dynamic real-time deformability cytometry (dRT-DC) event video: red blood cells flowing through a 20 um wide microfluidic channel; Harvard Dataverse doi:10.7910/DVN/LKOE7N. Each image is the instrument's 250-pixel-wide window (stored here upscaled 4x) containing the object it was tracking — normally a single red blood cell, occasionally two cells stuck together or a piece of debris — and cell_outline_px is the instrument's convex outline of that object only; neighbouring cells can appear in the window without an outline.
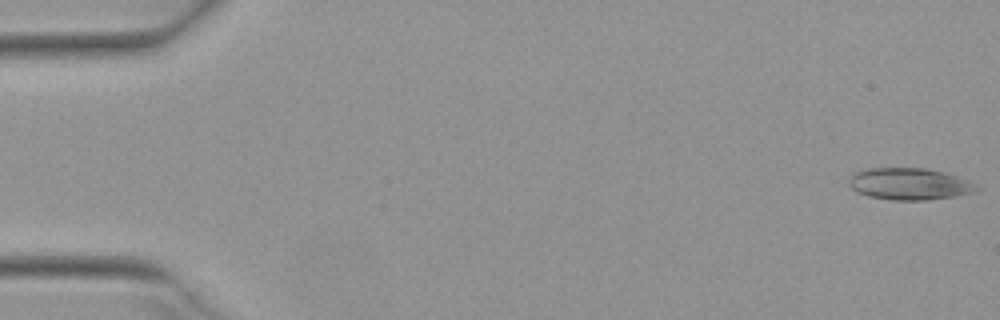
{"species": "Egyptian fruit bat (a non-hibernating species)", "species_latin": "Rousettus aegyptiacus", "temperature_condition": "warm", "stored_images_in_passage": 52, "camera_frame_rate_fps": 3000, "um_per_image_px": 0.085, "animal": {"sex": "female"}, "frame": {"image": 1, "passage_image": 1, "time_ms": 0.0, "image_size_px": [1000, 320], "cell_outline_px": [[980, 188], [976, 192], [956, 196], [928, 200], [892, 200], [868, 196], [856, 192], [848, 184], [848, 180], [856, 172], [868, 168], [924, 168], [944, 172], [968, 180]], "centroid_in_image_um": [77.31, 15.64], "position_along_channel_um": 7.7, "area_um2": 23.7}}
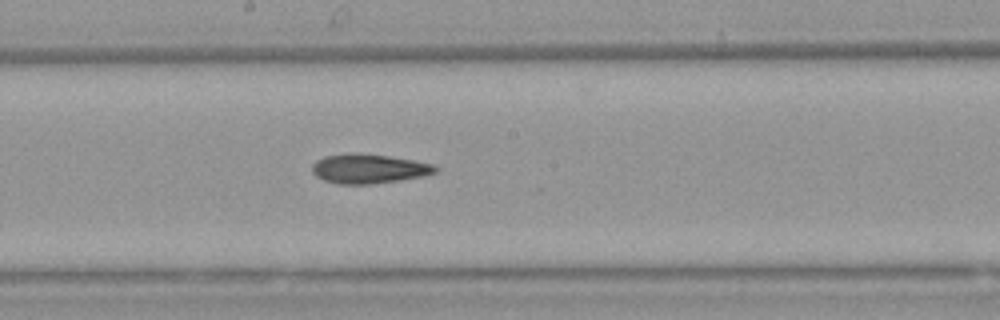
{"frame": {"image": 2, "passage_image": 28, "time_ms": 9.0, "image_size_px": [1000, 320], "cell_outline_px": [[440, 168], [436, 172], [420, 176], [400, 180], [368, 184], [340, 184], [324, 180], [316, 176], [312, 172], [312, 164], [316, 160], [324, 156], [348, 152], [352, 152], [388, 156], [412, 160], [432, 164]], "centroid_in_image_um": [31.3, 14.33], "position_along_channel_um": 216.9, "area_um2": 21.04}}
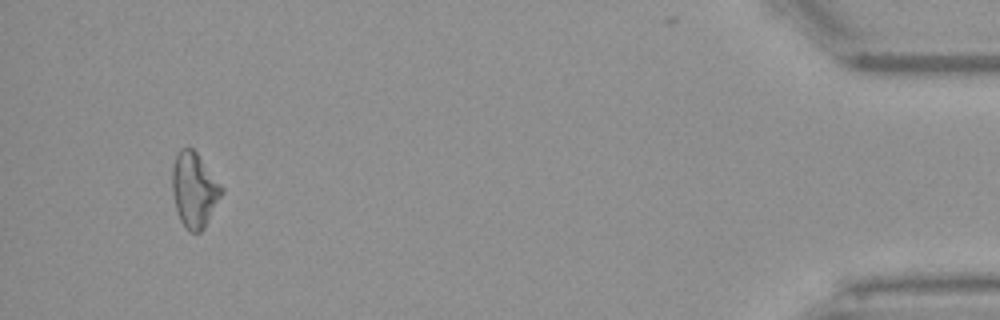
{"frame": {"image": 3, "passage_image": 49, "time_ms": 16.0, "image_size_px": [1000, 320], "cell_outline_px": [[224, 192], [204, 228], [200, 232], [188, 232], [180, 220], [176, 208], [172, 188], [172, 168], [176, 156], [180, 148], [192, 148], [196, 152], [224, 188]], "centroid_in_image_um": [16.52, 16.15], "position_along_channel_um": 418.7, "area_um2": 21.44}, "authors_computed_cell_mechanics": {"area_um2": 21.4149, "velocity_mm_per_s": 3.9545, "shape_relaxation_time_tau1_ms": 10.5593, "shape_relaxation_time_tau2_ms": 10.3411, "deformation_change_tau1": 0.2335, "deformation_change_tau2": 0.2439}}